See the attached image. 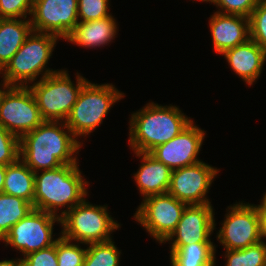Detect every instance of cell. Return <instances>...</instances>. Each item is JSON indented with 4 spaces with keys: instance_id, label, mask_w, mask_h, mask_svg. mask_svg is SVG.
<instances>
[{
    "instance_id": "cell-1",
    "label": "cell",
    "mask_w": 266,
    "mask_h": 266,
    "mask_svg": "<svg viewBox=\"0 0 266 266\" xmlns=\"http://www.w3.org/2000/svg\"><path fill=\"white\" fill-rule=\"evenodd\" d=\"M65 129L67 131H65ZM79 142L64 121H43L20 138V159L35 173L78 164Z\"/></svg>"
},
{
    "instance_id": "cell-2",
    "label": "cell",
    "mask_w": 266,
    "mask_h": 266,
    "mask_svg": "<svg viewBox=\"0 0 266 266\" xmlns=\"http://www.w3.org/2000/svg\"><path fill=\"white\" fill-rule=\"evenodd\" d=\"M146 105L131 114L129 143L134 153H149L177 136L192 122L176 106H160L154 102Z\"/></svg>"
},
{
    "instance_id": "cell-3",
    "label": "cell",
    "mask_w": 266,
    "mask_h": 266,
    "mask_svg": "<svg viewBox=\"0 0 266 266\" xmlns=\"http://www.w3.org/2000/svg\"><path fill=\"white\" fill-rule=\"evenodd\" d=\"M78 164L35 172L33 207L60 218L87 196L89 183L81 176ZM88 183V184H87ZM67 206L57 215V210Z\"/></svg>"
},
{
    "instance_id": "cell-4",
    "label": "cell",
    "mask_w": 266,
    "mask_h": 266,
    "mask_svg": "<svg viewBox=\"0 0 266 266\" xmlns=\"http://www.w3.org/2000/svg\"><path fill=\"white\" fill-rule=\"evenodd\" d=\"M58 39L59 37L53 34L32 31L0 71V74H3L2 82L6 86L28 87L40 74L41 78H44L57 72L58 70L47 69L46 66Z\"/></svg>"
},
{
    "instance_id": "cell-5",
    "label": "cell",
    "mask_w": 266,
    "mask_h": 266,
    "mask_svg": "<svg viewBox=\"0 0 266 266\" xmlns=\"http://www.w3.org/2000/svg\"><path fill=\"white\" fill-rule=\"evenodd\" d=\"M74 84L66 70H58L28 85L44 121H66L83 86L88 82L77 73Z\"/></svg>"
},
{
    "instance_id": "cell-6",
    "label": "cell",
    "mask_w": 266,
    "mask_h": 266,
    "mask_svg": "<svg viewBox=\"0 0 266 266\" xmlns=\"http://www.w3.org/2000/svg\"><path fill=\"white\" fill-rule=\"evenodd\" d=\"M125 94L112 84H95L88 81L82 88L66 122L76 139L93 133L107 116L111 106Z\"/></svg>"
},
{
    "instance_id": "cell-7",
    "label": "cell",
    "mask_w": 266,
    "mask_h": 266,
    "mask_svg": "<svg viewBox=\"0 0 266 266\" xmlns=\"http://www.w3.org/2000/svg\"><path fill=\"white\" fill-rule=\"evenodd\" d=\"M61 225L63 238L86 245L112 240V232L120 227L109 215L106 205H93L86 199L61 217Z\"/></svg>"
},
{
    "instance_id": "cell-8",
    "label": "cell",
    "mask_w": 266,
    "mask_h": 266,
    "mask_svg": "<svg viewBox=\"0 0 266 266\" xmlns=\"http://www.w3.org/2000/svg\"><path fill=\"white\" fill-rule=\"evenodd\" d=\"M1 85L0 125L21 138L44 120L29 87L6 86L5 83Z\"/></svg>"
},
{
    "instance_id": "cell-9",
    "label": "cell",
    "mask_w": 266,
    "mask_h": 266,
    "mask_svg": "<svg viewBox=\"0 0 266 266\" xmlns=\"http://www.w3.org/2000/svg\"><path fill=\"white\" fill-rule=\"evenodd\" d=\"M186 205L169 193L151 195L143 198L134 218L162 244L175 231Z\"/></svg>"
},
{
    "instance_id": "cell-10",
    "label": "cell",
    "mask_w": 266,
    "mask_h": 266,
    "mask_svg": "<svg viewBox=\"0 0 266 266\" xmlns=\"http://www.w3.org/2000/svg\"><path fill=\"white\" fill-rule=\"evenodd\" d=\"M61 223V218L53 214L33 209L22 218L2 239L5 246L10 245L22 252V255L47 248L57 241L53 240L54 223Z\"/></svg>"
},
{
    "instance_id": "cell-11",
    "label": "cell",
    "mask_w": 266,
    "mask_h": 266,
    "mask_svg": "<svg viewBox=\"0 0 266 266\" xmlns=\"http://www.w3.org/2000/svg\"><path fill=\"white\" fill-rule=\"evenodd\" d=\"M227 211L216 236L225 250H241L261 242L259 205L239 202Z\"/></svg>"
},
{
    "instance_id": "cell-12",
    "label": "cell",
    "mask_w": 266,
    "mask_h": 266,
    "mask_svg": "<svg viewBox=\"0 0 266 266\" xmlns=\"http://www.w3.org/2000/svg\"><path fill=\"white\" fill-rule=\"evenodd\" d=\"M30 18L35 32L65 39L78 24V0H34Z\"/></svg>"
},
{
    "instance_id": "cell-13",
    "label": "cell",
    "mask_w": 266,
    "mask_h": 266,
    "mask_svg": "<svg viewBox=\"0 0 266 266\" xmlns=\"http://www.w3.org/2000/svg\"><path fill=\"white\" fill-rule=\"evenodd\" d=\"M218 172L203 161L172 170L168 193L187 205L211 203L206 194Z\"/></svg>"
},
{
    "instance_id": "cell-14",
    "label": "cell",
    "mask_w": 266,
    "mask_h": 266,
    "mask_svg": "<svg viewBox=\"0 0 266 266\" xmlns=\"http://www.w3.org/2000/svg\"><path fill=\"white\" fill-rule=\"evenodd\" d=\"M205 131L192 121L177 136L152 149L149 154L164 163L171 170L186 167L197 162Z\"/></svg>"
},
{
    "instance_id": "cell-15",
    "label": "cell",
    "mask_w": 266,
    "mask_h": 266,
    "mask_svg": "<svg viewBox=\"0 0 266 266\" xmlns=\"http://www.w3.org/2000/svg\"><path fill=\"white\" fill-rule=\"evenodd\" d=\"M212 204L186 205L175 231L165 241L171 245H189L193 243H213L210 236L215 229Z\"/></svg>"
},
{
    "instance_id": "cell-16",
    "label": "cell",
    "mask_w": 266,
    "mask_h": 266,
    "mask_svg": "<svg viewBox=\"0 0 266 266\" xmlns=\"http://www.w3.org/2000/svg\"><path fill=\"white\" fill-rule=\"evenodd\" d=\"M209 27L212 36L213 49L218 54L245 43L250 39L249 18L239 15L215 12Z\"/></svg>"
},
{
    "instance_id": "cell-17",
    "label": "cell",
    "mask_w": 266,
    "mask_h": 266,
    "mask_svg": "<svg viewBox=\"0 0 266 266\" xmlns=\"http://www.w3.org/2000/svg\"><path fill=\"white\" fill-rule=\"evenodd\" d=\"M232 70L251 86L259 78L266 61V52L253 40L222 53Z\"/></svg>"
},
{
    "instance_id": "cell-18",
    "label": "cell",
    "mask_w": 266,
    "mask_h": 266,
    "mask_svg": "<svg viewBox=\"0 0 266 266\" xmlns=\"http://www.w3.org/2000/svg\"><path fill=\"white\" fill-rule=\"evenodd\" d=\"M135 154L142 158L140 168L134 174V180L142 196L146 198L168 193L172 170L149 153L136 152Z\"/></svg>"
},
{
    "instance_id": "cell-19",
    "label": "cell",
    "mask_w": 266,
    "mask_h": 266,
    "mask_svg": "<svg viewBox=\"0 0 266 266\" xmlns=\"http://www.w3.org/2000/svg\"><path fill=\"white\" fill-rule=\"evenodd\" d=\"M117 31L116 20L110 15L95 21L78 22L64 40L84 48H95L112 42Z\"/></svg>"
},
{
    "instance_id": "cell-20",
    "label": "cell",
    "mask_w": 266,
    "mask_h": 266,
    "mask_svg": "<svg viewBox=\"0 0 266 266\" xmlns=\"http://www.w3.org/2000/svg\"><path fill=\"white\" fill-rule=\"evenodd\" d=\"M33 31L30 18H0V71Z\"/></svg>"
},
{
    "instance_id": "cell-21",
    "label": "cell",
    "mask_w": 266,
    "mask_h": 266,
    "mask_svg": "<svg viewBox=\"0 0 266 266\" xmlns=\"http://www.w3.org/2000/svg\"><path fill=\"white\" fill-rule=\"evenodd\" d=\"M35 173L19 158L6 165L4 194L23 198L33 205Z\"/></svg>"
},
{
    "instance_id": "cell-22",
    "label": "cell",
    "mask_w": 266,
    "mask_h": 266,
    "mask_svg": "<svg viewBox=\"0 0 266 266\" xmlns=\"http://www.w3.org/2000/svg\"><path fill=\"white\" fill-rule=\"evenodd\" d=\"M216 248L213 243L171 245V266H215Z\"/></svg>"
},
{
    "instance_id": "cell-23",
    "label": "cell",
    "mask_w": 266,
    "mask_h": 266,
    "mask_svg": "<svg viewBox=\"0 0 266 266\" xmlns=\"http://www.w3.org/2000/svg\"><path fill=\"white\" fill-rule=\"evenodd\" d=\"M33 209V205L23 198L0 193V240Z\"/></svg>"
},
{
    "instance_id": "cell-24",
    "label": "cell",
    "mask_w": 266,
    "mask_h": 266,
    "mask_svg": "<svg viewBox=\"0 0 266 266\" xmlns=\"http://www.w3.org/2000/svg\"><path fill=\"white\" fill-rule=\"evenodd\" d=\"M87 246L83 266H119L121 252L112 240Z\"/></svg>"
},
{
    "instance_id": "cell-25",
    "label": "cell",
    "mask_w": 266,
    "mask_h": 266,
    "mask_svg": "<svg viewBox=\"0 0 266 266\" xmlns=\"http://www.w3.org/2000/svg\"><path fill=\"white\" fill-rule=\"evenodd\" d=\"M225 259V266H266V242L241 250H226Z\"/></svg>"
},
{
    "instance_id": "cell-26",
    "label": "cell",
    "mask_w": 266,
    "mask_h": 266,
    "mask_svg": "<svg viewBox=\"0 0 266 266\" xmlns=\"http://www.w3.org/2000/svg\"><path fill=\"white\" fill-rule=\"evenodd\" d=\"M86 255V248L83 249L61 235L57 239V260L58 266H83Z\"/></svg>"
},
{
    "instance_id": "cell-27",
    "label": "cell",
    "mask_w": 266,
    "mask_h": 266,
    "mask_svg": "<svg viewBox=\"0 0 266 266\" xmlns=\"http://www.w3.org/2000/svg\"><path fill=\"white\" fill-rule=\"evenodd\" d=\"M250 39L266 52V3L258 1L249 17Z\"/></svg>"
},
{
    "instance_id": "cell-28",
    "label": "cell",
    "mask_w": 266,
    "mask_h": 266,
    "mask_svg": "<svg viewBox=\"0 0 266 266\" xmlns=\"http://www.w3.org/2000/svg\"><path fill=\"white\" fill-rule=\"evenodd\" d=\"M20 158V138L0 125V165H9Z\"/></svg>"
},
{
    "instance_id": "cell-29",
    "label": "cell",
    "mask_w": 266,
    "mask_h": 266,
    "mask_svg": "<svg viewBox=\"0 0 266 266\" xmlns=\"http://www.w3.org/2000/svg\"><path fill=\"white\" fill-rule=\"evenodd\" d=\"M109 3V0H78V21H95L110 16Z\"/></svg>"
},
{
    "instance_id": "cell-30",
    "label": "cell",
    "mask_w": 266,
    "mask_h": 266,
    "mask_svg": "<svg viewBox=\"0 0 266 266\" xmlns=\"http://www.w3.org/2000/svg\"><path fill=\"white\" fill-rule=\"evenodd\" d=\"M208 2L219 7L217 12L249 18L258 0H209Z\"/></svg>"
},
{
    "instance_id": "cell-31",
    "label": "cell",
    "mask_w": 266,
    "mask_h": 266,
    "mask_svg": "<svg viewBox=\"0 0 266 266\" xmlns=\"http://www.w3.org/2000/svg\"><path fill=\"white\" fill-rule=\"evenodd\" d=\"M34 0H0V18H24L31 16Z\"/></svg>"
},
{
    "instance_id": "cell-32",
    "label": "cell",
    "mask_w": 266,
    "mask_h": 266,
    "mask_svg": "<svg viewBox=\"0 0 266 266\" xmlns=\"http://www.w3.org/2000/svg\"><path fill=\"white\" fill-rule=\"evenodd\" d=\"M22 261L23 266H58L57 241L47 248L27 254Z\"/></svg>"
},
{
    "instance_id": "cell-33",
    "label": "cell",
    "mask_w": 266,
    "mask_h": 266,
    "mask_svg": "<svg viewBox=\"0 0 266 266\" xmlns=\"http://www.w3.org/2000/svg\"><path fill=\"white\" fill-rule=\"evenodd\" d=\"M260 237L266 238V208L259 204Z\"/></svg>"
},
{
    "instance_id": "cell-34",
    "label": "cell",
    "mask_w": 266,
    "mask_h": 266,
    "mask_svg": "<svg viewBox=\"0 0 266 266\" xmlns=\"http://www.w3.org/2000/svg\"><path fill=\"white\" fill-rule=\"evenodd\" d=\"M0 266H23V261L22 258H17L15 260H2L0 261Z\"/></svg>"
},
{
    "instance_id": "cell-35",
    "label": "cell",
    "mask_w": 266,
    "mask_h": 266,
    "mask_svg": "<svg viewBox=\"0 0 266 266\" xmlns=\"http://www.w3.org/2000/svg\"><path fill=\"white\" fill-rule=\"evenodd\" d=\"M5 174H6V166L0 165V193L3 192Z\"/></svg>"
},
{
    "instance_id": "cell-36",
    "label": "cell",
    "mask_w": 266,
    "mask_h": 266,
    "mask_svg": "<svg viewBox=\"0 0 266 266\" xmlns=\"http://www.w3.org/2000/svg\"><path fill=\"white\" fill-rule=\"evenodd\" d=\"M263 198H262V200H261V205L264 207V208H266V193L265 194H263Z\"/></svg>"
}]
</instances>
